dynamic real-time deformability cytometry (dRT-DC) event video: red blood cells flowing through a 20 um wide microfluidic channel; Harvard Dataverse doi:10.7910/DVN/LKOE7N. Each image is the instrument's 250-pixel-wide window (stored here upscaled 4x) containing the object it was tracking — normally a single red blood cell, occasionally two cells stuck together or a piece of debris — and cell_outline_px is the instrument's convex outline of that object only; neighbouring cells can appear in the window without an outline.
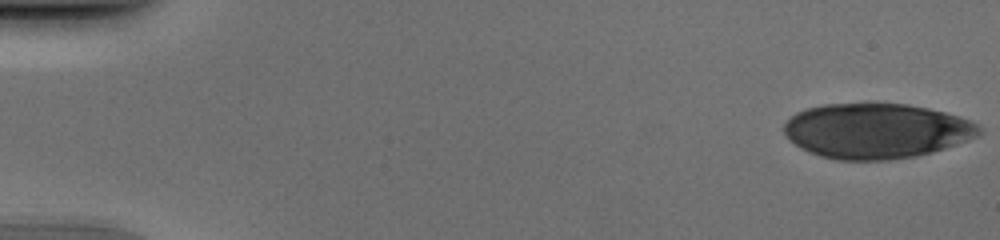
{"species": "human", "species_latin": "Homo sapiens", "temperature_condition": "cold", "stored_images_in_passage": 51, "camera_frame_rate_fps": 3000, "um_per_image_px": 0.085, "donor": {"sex": "male"}, "frame": {"image": 1, "passage_image": 1, "time_ms": 0.0, "image_size_px": [1000, 240], "cell_outline_px": [[980, 136], [932, 152], [916, 156], [888, 160], [836, 160], [820, 156], [808, 152], [800, 148], [784, 132], [784, 124], [796, 112], [808, 108], [824, 104], [872, 100], [876, 100], [908, 104], [928, 108], [960, 116], [976, 124], [980, 128]], "centroid_in_image_um": [74.48, 11.08], "position_along_channel_um": 10.5, "area_um2": 63.7}}
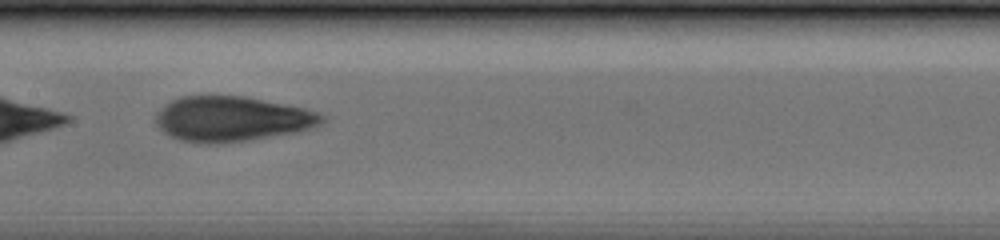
{"frame": {"image": 2, "passage_image": 27, "time_ms": 8.667, "image_size_px": [1000, 240], "cell_outline_px": [[328, 120], [320, 124], [296, 132], [248, 140], [180, 140], [164, 132], [156, 124], [156, 116], [172, 100], [180, 96], [244, 96], [304, 108], [328, 116]], "centroid_in_image_um": [19.79, 10.06], "position_along_channel_um": 187.6, "area_um2": 42.14}}
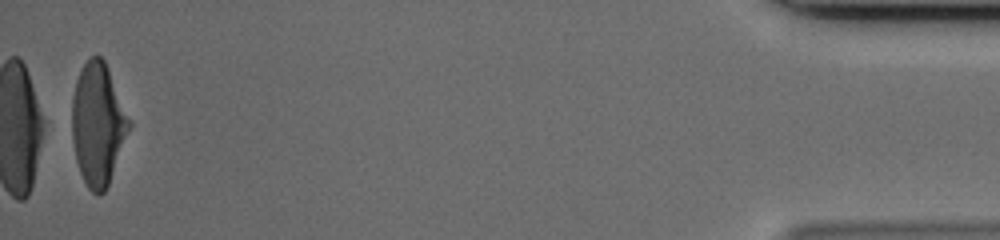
{"frame": {"image": 3, "passage_image": 51, "time_ms": 16.667, "image_size_px": [1000, 240], "cell_outline_px": [[132, 124], [108, 184], [104, 192], [92, 192], [88, 188], [80, 172], [76, 160], [72, 140], [72, 96], [76, 80], [80, 68], [96, 52], [104, 60], [132, 120]], "centroid_in_image_um": [8.33, 10.5], "position_along_channel_um": 426.9, "area_um2": 40.75}}